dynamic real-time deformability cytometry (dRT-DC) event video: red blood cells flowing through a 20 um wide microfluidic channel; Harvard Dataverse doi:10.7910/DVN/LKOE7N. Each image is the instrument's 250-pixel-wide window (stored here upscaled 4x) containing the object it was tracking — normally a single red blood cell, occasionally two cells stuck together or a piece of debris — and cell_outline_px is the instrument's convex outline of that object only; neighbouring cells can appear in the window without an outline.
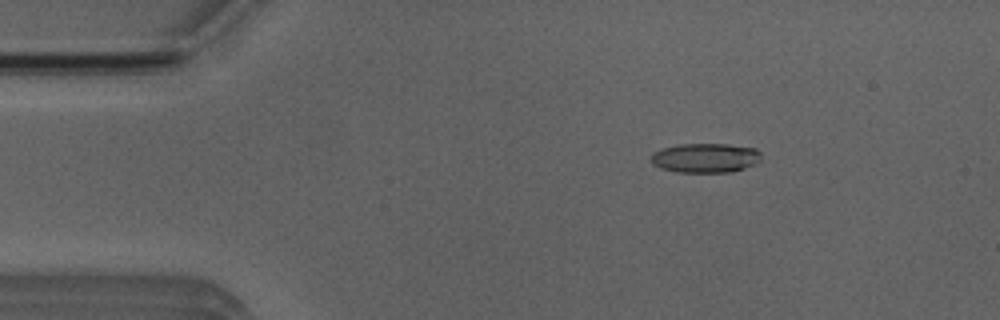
{"species": "Egyptian fruit bat (a non-hibernating species)", "species_latin": "Rousettus aegyptiacus", "temperature_condition": "room temperature", "stored_images_in_passage": 4, "camera_frame_rate_fps": 3000, "um_per_image_px": 0.085, "animal": {"sex": "male"}, "frame": {"image": 1, "passage_image": 2, "time_ms": 1.333, "image_size_px": [1000, 320], "cell_outline_px": [[760, 160], [744, 168], [732, 172], [676, 172], [660, 168], [652, 164], [652, 152], [664, 148], [680, 144], [728, 144], [756, 148], [760, 152]], "centroid_in_image_um": [59.94, 13.42], "position_along_channel_um": 25.1, "area_um2": 18.84}}